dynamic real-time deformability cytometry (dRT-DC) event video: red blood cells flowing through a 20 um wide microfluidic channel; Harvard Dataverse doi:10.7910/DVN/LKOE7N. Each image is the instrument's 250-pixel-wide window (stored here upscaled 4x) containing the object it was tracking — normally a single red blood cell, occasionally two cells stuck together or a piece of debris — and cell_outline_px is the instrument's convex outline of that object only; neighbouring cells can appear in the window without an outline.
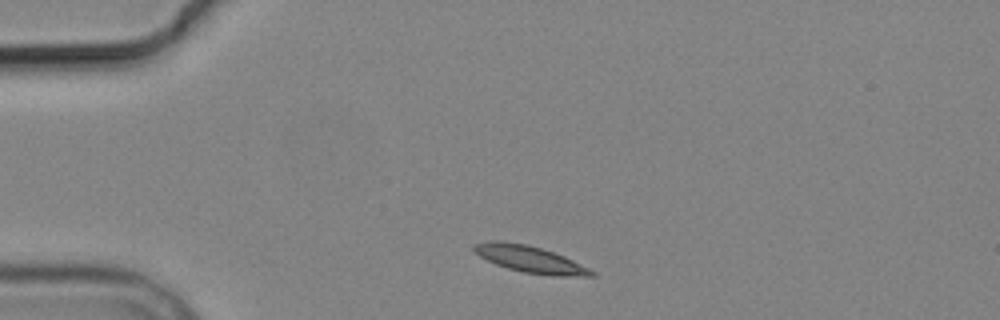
{"species": "common noctule bat (a hibernating species)", "species_latin": "Nyctalus noctula", "temperature_condition": "cold", "stored_images_in_passage": 2, "camera_frame_rate_fps": 3000, "um_per_image_px": 0.085, "animal": {"sex": "male", "body_mass_g": 19.2, "forearm_length_mm": 51.8}, "frame": {"image": 1, "passage_image": 1, "time_ms": 0.0, "image_size_px": [1000, 320], "cell_outline_px": [[596, 276], [552, 276], [524, 272], [508, 268], [496, 264], [480, 256], [472, 248], [472, 244], [488, 240], [500, 240], [524, 244], [540, 248], [564, 256], [596, 272]], "centroid_in_image_um": [45.03, 22.03], "position_along_channel_um": 40.0, "area_um2": 18.15}}